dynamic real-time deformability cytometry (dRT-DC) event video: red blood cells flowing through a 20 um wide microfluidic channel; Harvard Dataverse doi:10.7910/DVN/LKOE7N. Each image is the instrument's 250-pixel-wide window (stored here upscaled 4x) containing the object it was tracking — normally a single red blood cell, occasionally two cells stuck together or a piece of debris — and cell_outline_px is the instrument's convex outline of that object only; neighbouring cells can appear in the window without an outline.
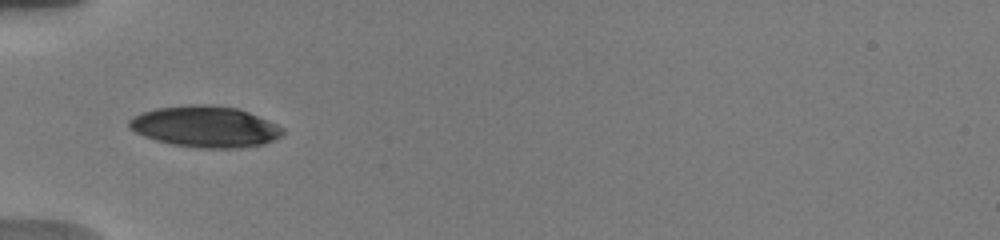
{"species": "human", "species_latin": "Homo sapiens", "temperature_condition": "warm", "stored_images_in_passage": 57, "camera_frame_rate_fps": 3000, "um_per_image_px": 0.085, "donor": {"sex": "male"}, "frame": {"image": 1, "passage_image": 3, "time_ms": 0.667, "image_size_px": [1000, 240], "cell_outline_px": [[284, 132], [280, 136], [264, 144], [244, 148], [200, 148], [172, 144], [156, 140], [144, 136], [128, 128], [128, 120], [132, 116], [156, 108], [188, 104], [208, 104], [236, 108], [248, 112], [268, 120], [284, 128]], "centroid_in_image_um": [17.43, 10.76], "position_along_channel_um": 67.6, "area_um2": 36.93}}
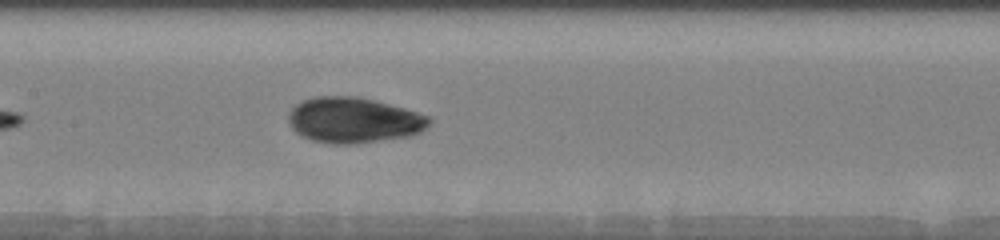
{"frame": {"image": 2, "passage_image": 16, "time_ms": 3.667, "image_size_px": [1000, 240], "cell_outline_px": [[432, 120], [420, 132], [408, 136], [356, 144], [332, 144], [312, 140], [296, 132], [292, 128], [288, 120], [288, 112], [296, 104], [304, 100], [316, 96], [356, 96], [404, 108], [428, 116]], "centroid_in_image_um": [30.03, 10.21], "position_along_channel_um": 177.4, "area_um2": 37.11}}
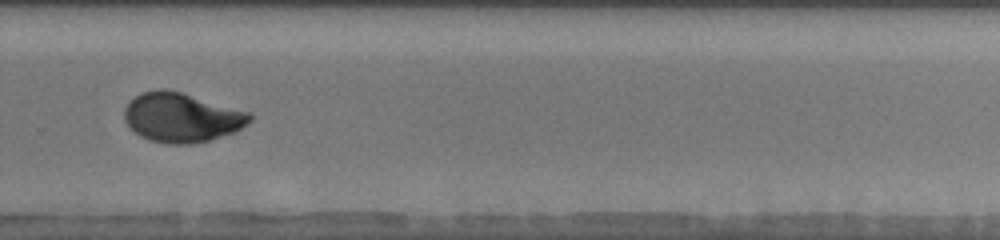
{"frame": {"image": 3, "passage_image": 35, "time_ms": 7.333, "image_size_px": [1000, 240], "cell_outline_px": [[252, 120], [236, 132], [208, 140], [192, 144], [168, 144], [148, 140], [140, 136], [124, 120], [124, 108], [136, 96], [144, 92], [160, 88], [164, 88], [180, 92], [248, 112], [252, 116]], "centroid_in_image_um": [15.43, 10.0], "position_along_channel_um": 314.4, "area_um2": 35.72}, "authors_computed_cell_mechanics": {"area_um2": 36.125, "velocity_mm_per_s": 3.7534, "shape_relaxation_time_tau1_ms": 4.1738, "shape_relaxation_time_tau2_ms": 1.4682, "deformation_change_tau1": 0.1443, "deformation_change_tau2": 0.038}}